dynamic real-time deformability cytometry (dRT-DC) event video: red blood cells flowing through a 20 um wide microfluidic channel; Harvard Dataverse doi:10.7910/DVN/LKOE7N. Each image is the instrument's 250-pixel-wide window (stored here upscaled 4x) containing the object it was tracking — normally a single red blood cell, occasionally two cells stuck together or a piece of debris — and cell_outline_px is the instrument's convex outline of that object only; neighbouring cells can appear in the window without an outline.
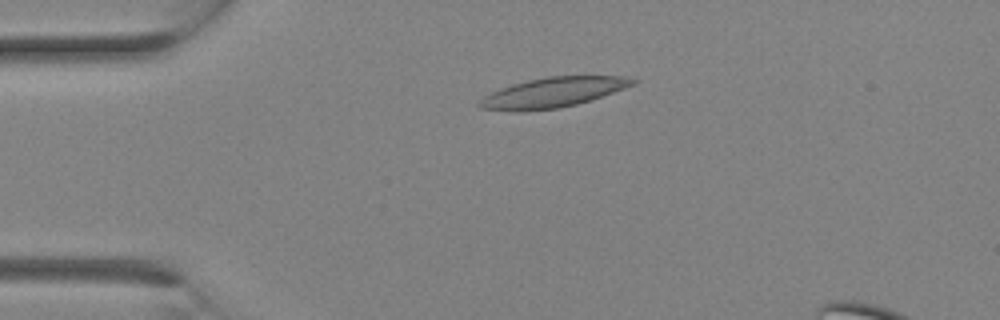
{"species": "Egyptian fruit bat (a non-hibernating species)", "species_latin": "Rousettus aegyptiacus", "temperature_condition": "room temperature", "stored_images_in_passage": 7, "camera_frame_rate_fps": 3000, "um_per_image_px": 0.085, "animal": {"sex": "female"}, "frame": {"image": 1, "passage_image": 5, "time_ms": 1.333, "image_size_px": [1000, 320], "cell_outline_px": [[640, 80], [636, 84], [592, 100], [576, 104], [556, 108], [524, 112], [520, 112], [480, 108], [476, 104], [484, 96], [500, 88], [512, 84], [528, 80], [548, 76], [628, 76]], "centroid_in_image_um": [47.03, 7.86], "position_along_channel_um": 38.0, "area_um2": 26.93}}